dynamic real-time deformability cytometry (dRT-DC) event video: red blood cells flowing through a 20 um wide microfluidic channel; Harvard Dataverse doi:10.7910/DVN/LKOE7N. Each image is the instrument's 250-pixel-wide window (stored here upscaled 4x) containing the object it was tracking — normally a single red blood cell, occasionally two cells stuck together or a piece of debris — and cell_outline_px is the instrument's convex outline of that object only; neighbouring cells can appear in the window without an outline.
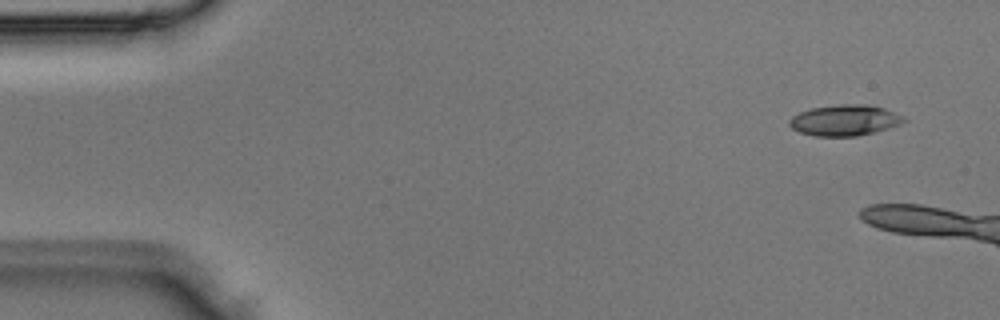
{"species": "Egyptian fruit bat (a non-hibernating species)", "species_latin": "Rousettus aegyptiacus", "temperature_condition": "room temperature", "stored_images_in_passage": 2, "camera_frame_rate_fps": 3000, "um_per_image_px": 0.085, "animal": {"sex": "male"}, "frame": {"image": 1, "passage_image": 1, "time_ms": 0.0, "image_size_px": [1000, 320], "cell_outline_px": [[908, 120], [900, 124], [876, 132], [856, 136], [816, 136], [800, 132], [792, 128], [788, 124], [788, 120], [792, 116], [800, 112], [812, 108], [840, 104], [864, 104], [884, 108], [904, 116]], "centroid_in_image_um": [71.81, 10.22], "position_along_channel_um": 13.2, "area_um2": 20.63}}